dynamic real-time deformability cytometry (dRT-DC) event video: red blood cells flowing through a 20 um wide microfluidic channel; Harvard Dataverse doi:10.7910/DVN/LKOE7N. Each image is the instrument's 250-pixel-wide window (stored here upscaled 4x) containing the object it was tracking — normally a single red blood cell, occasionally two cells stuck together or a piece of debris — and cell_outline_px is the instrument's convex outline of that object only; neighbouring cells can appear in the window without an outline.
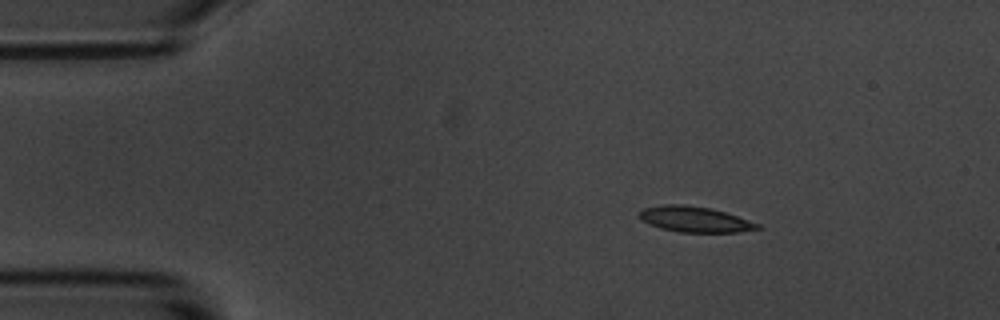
{"species": "common noctule bat (a hibernating species)", "species_latin": "Nyctalus noctula", "temperature_condition": "room temperature", "stored_images_in_passage": 3, "camera_frame_rate_fps": 3000, "um_per_image_px": 0.085, "animal": {"sex": "male", "body_mass_g": 20.1, "forearm_length_mm": 53.5}, "frame": {"image": 1, "passage_image": 1, "time_ms": 0.0, "image_size_px": [1000, 320], "cell_outline_px": [[764, 228], [740, 232], [680, 232], [660, 228], [648, 224], [640, 216], [640, 212], [644, 208], [664, 204], [684, 204], [708, 208], [724, 212], [760, 224]], "centroid_in_image_um": [59.08, 18.65], "position_along_channel_um": 25.9, "area_um2": 17.46}}